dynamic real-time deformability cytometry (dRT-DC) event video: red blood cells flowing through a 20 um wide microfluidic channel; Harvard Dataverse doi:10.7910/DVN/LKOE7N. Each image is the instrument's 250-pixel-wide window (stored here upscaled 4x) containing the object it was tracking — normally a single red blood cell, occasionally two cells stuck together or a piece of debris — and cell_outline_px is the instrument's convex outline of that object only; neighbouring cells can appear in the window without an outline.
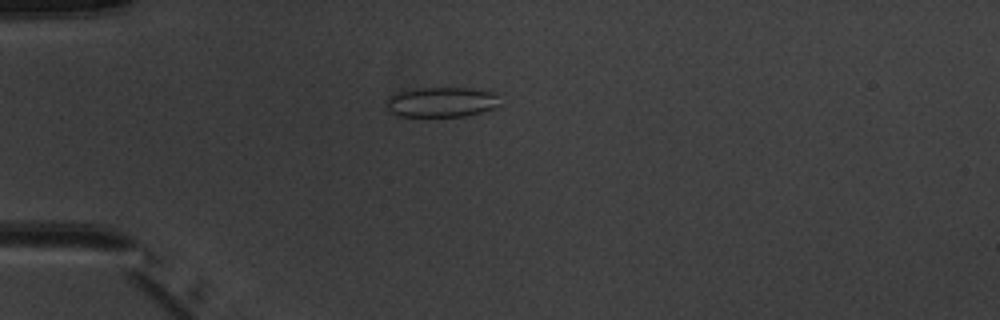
{"species": "common noctule bat (a hibernating species)", "species_latin": "Nyctalus noctula", "temperature_condition": "warm", "stored_images_in_passage": 3, "camera_frame_rate_fps": 3000, "um_per_image_px": 0.085, "animal": {"sex": "male", "body_mass_g": 20.1, "forearm_length_mm": 53.5}, "frame": {"image": 1, "passage_image": 2, "time_ms": 1.333, "image_size_px": [1000, 320], "cell_outline_px": [[500, 104], [492, 108], [468, 116], [396, 116], [388, 112], [384, 108], [384, 100], [388, 96], [400, 92], [416, 88], [468, 88], [496, 92]], "centroid_in_image_um": [37.45, 8.68], "position_along_channel_um": 47.6, "area_um2": 20.17}}